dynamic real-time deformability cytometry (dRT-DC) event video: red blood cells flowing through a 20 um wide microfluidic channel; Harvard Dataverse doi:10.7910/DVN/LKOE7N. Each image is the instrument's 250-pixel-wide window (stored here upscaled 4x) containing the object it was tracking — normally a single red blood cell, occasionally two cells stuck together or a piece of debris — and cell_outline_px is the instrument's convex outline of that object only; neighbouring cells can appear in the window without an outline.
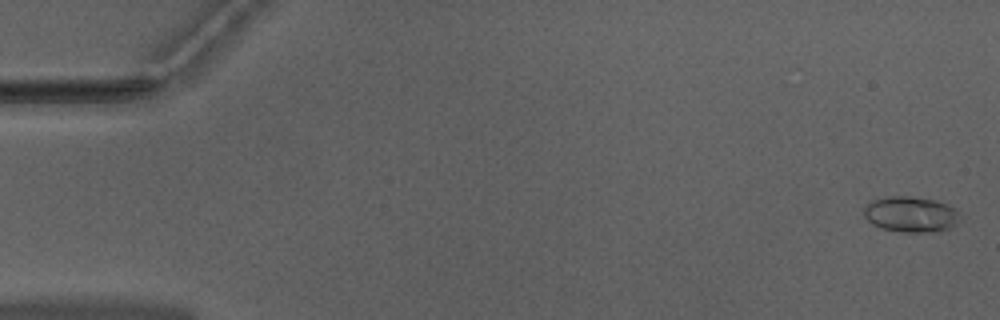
{"species": "Egyptian fruit bat (a non-hibernating species)", "species_latin": "Rousettus aegyptiacus", "temperature_condition": "warm", "stored_images_in_passage": 53, "camera_frame_rate_fps": 3000, "um_per_image_px": 0.085, "animal": {"sex": "male"}, "frame": {"image": 1, "passage_image": 2, "time_ms": 0.333, "image_size_px": [1000, 320], "cell_outline_px": [[964, 216], [956, 224], [948, 228], [932, 232], [904, 232], [884, 228], [872, 224], [864, 216], [864, 208], [872, 200], [888, 196], [908, 196], [936, 200], [948, 204], [956, 208]], "centroid_in_image_um": [77.48, 18.2], "position_along_channel_um": 7.5, "area_um2": 20.11}}
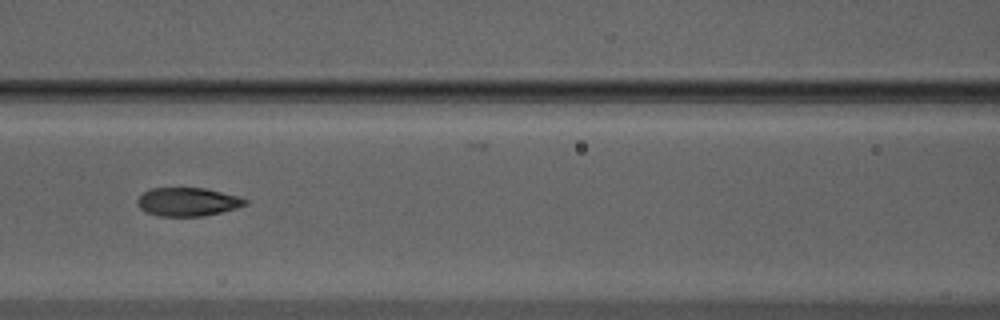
{"frame": {"image": 2, "passage_image": 24, "time_ms": 7.667, "image_size_px": [1000, 320], "cell_outline_px": [[248, 204], [236, 208], [204, 216], [160, 216], [148, 212], [140, 208], [136, 204], [136, 200], [148, 188], [204, 188], [240, 196], [248, 200]], "centroid_in_image_um": [15.96, 17.15], "position_along_channel_um": 150.6, "area_um2": 17.92}}
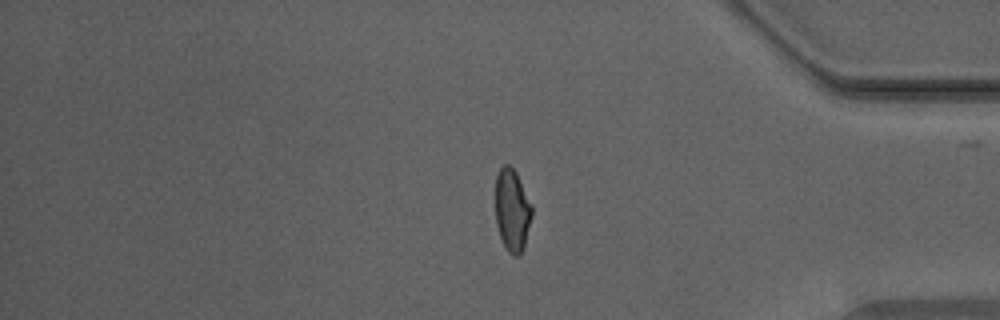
{"frame": {"image": 3, "passage_image": 44, "time_ms": 14.333, "image_size_px": [1000, 320], "cell_outline_px": [[532, 216], [524, 248], [520, 256], [512, 256], [508, 252], [500, 236], [496, 224], [496, 176], [500, 168], [504, 164], [508, 164], [516, 172], [532, 204]], "centroid_in_image_um": [43.55, 17.89], "position_along_channel_um": 391.7, "area_um2": 17.63}}